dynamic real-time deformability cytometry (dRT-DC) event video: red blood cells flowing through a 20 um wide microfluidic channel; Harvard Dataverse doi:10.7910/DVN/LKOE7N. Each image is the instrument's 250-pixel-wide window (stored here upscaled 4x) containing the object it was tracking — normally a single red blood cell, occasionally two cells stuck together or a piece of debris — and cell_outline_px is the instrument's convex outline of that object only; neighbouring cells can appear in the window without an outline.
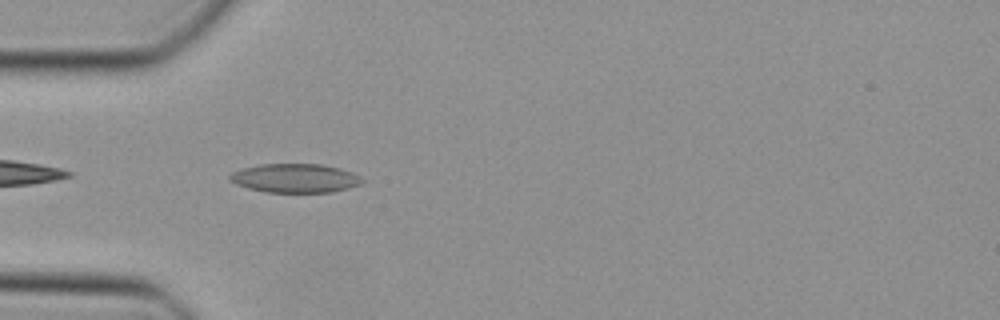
{"species": "Egyptian fruit bat (a non-hibernating species)", "species_latin": "Rousettus aegyptiacus", "temperature_condition": "cold", "stored_images_in_passage": 35, "camera_frame_rate_fps": 3000, "um_per_image_px": 0.085, "animal": {"sex": "female"}, "frame": {"image": 1, "passage_image": 2, "time_ms": 0.333, "image_size_px": [1000, 320], "cell_outline_px": [[364, 180], [360, 184], [348, 188], [332, 192], [268, 192], [248, 188], [236, 184], [228, 180], [228, 176], [232, 172], [244, 168], [260, 164], [320, 164], [340, 168], [352, 172], [360, 176]], "centroid_in_image_um": [25.08, 15.14], "position_along_channel_um": 59.9, "area_um2": 22.25}}
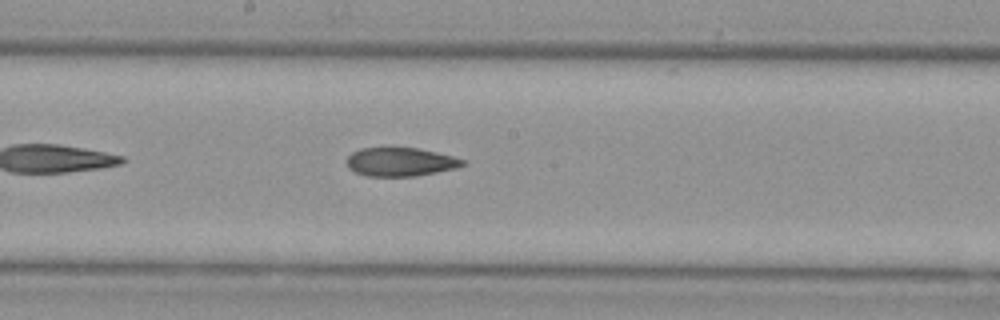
{"frame": {"image": 2, "passage_image": 13, "time_ms": 4.0, "image_size_px": [1000, 320], "cell_outline_px": [[468, 164], [456, 168], [416, 176], [368, 176], [356, 172], [348, 168], [344, 160], [352, 152], [360, 148], [416, 148], [436, 152], [452, 156], [464, 160]], "centroid_in_image_um": [34.01, 13.76], "position_along_channel_um": 214.2, "area_um2": 19.36}}
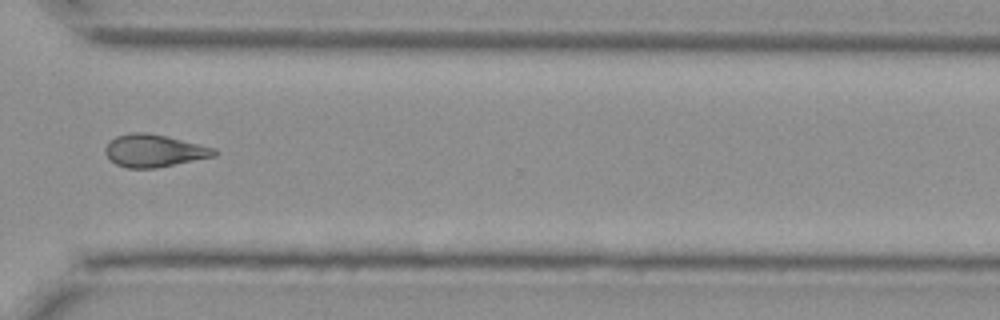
{"frame": {"image": 3, "passage_image": 23, "time_ms": 7.333, "image_size_px": [1000, 320], "cell_outline_px": [[220, 152], [216, 156], [156, 168], [128, 168], [116, 164], [108, 160], [104, 152], [104, 148], [108, 140], [116, 136], [132, 132], [144, 132], [168, 136], [216, 148]], "centroid_in_image_um": [13.08, 12.8], "position_along_channel_um": 357.5, "area_um2": 21.04}}